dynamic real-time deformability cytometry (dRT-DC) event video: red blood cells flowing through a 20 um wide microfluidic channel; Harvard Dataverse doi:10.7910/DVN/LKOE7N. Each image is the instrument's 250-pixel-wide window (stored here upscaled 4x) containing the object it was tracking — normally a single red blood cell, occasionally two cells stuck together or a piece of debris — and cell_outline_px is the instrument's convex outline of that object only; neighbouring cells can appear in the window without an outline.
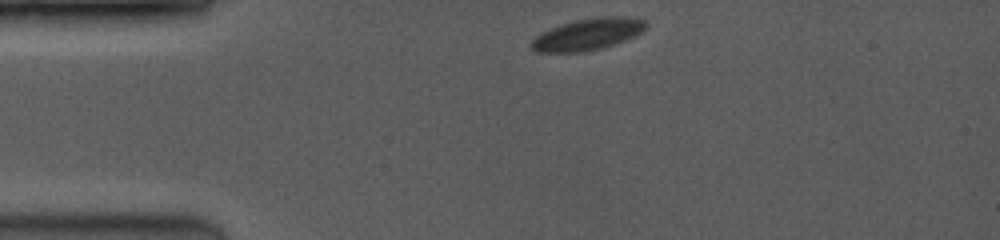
{"species": "common noctule bat (a hibernating species)", "species_latin": "Nyctalus noctula", "temperature_condition": "room temperature", "stored_images_in_passage": 12, "camera_frame_rate_fps": 3500, "um_per_image_px": 0.085, "animal": {"sex": "female", "body_mass_g": 19.0, "forearm_length_mm": 53.3}, "frame": {"image": 1, "passage_image": 1, "time_ms": 0.0, "image_size_px": [1000, 240], "cell_outline_px": [[648, 28], [624, 40], [600, 48], [580, 52], [536, 52], [532, 48], [532, 40], [536, 36], [552, 28], [572, 20], [596, 16], [624, 16], [644, 20], [648, 24]], "centroid_in_image_um": [49.98, 2.89], "position_along_channel_um": 35.0, "area_um2": 20.87}}
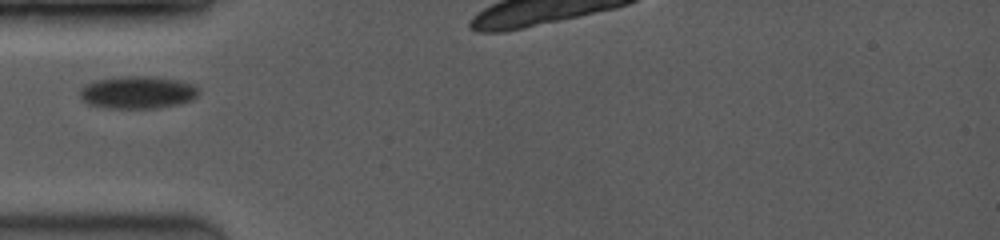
{"frame": {"image": 2, "passage_image": 7, "time_ms": 2.0, "image_size_px": [1000, 240], "cell_outline_px": [[200, 92], [192, 100], [176, 104], [156, 108], [108, 108], [88, 104], [80, 96], [80, 88], [96, 80], [120, 76], [152, 76], [176, 80], [192, 84]], "centroid_in_image_um": [11.68, 7.85], "position_along_channel_um": 73.3, "area_um2": 22.31}}
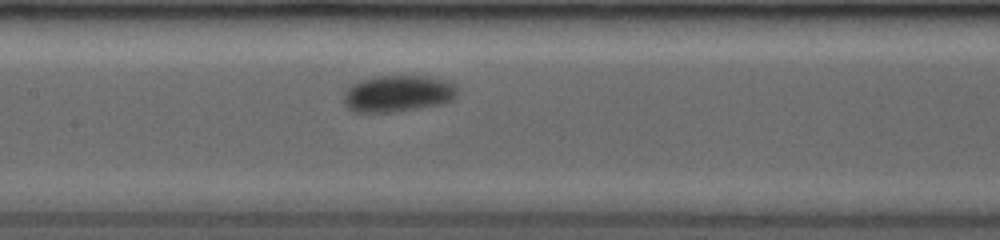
{"frame": {"image": 3, "passage_image": 11, "time_ms": 4.571, "image_size_px": [1000, 240], "cell_outline_px": [[456, 96], [452, 100], [440, 104], [416, 108], [388, 112], [356, 112], [348, 108], [344, 104], [344, 92], [352, 84], [360, 80], [372, 76], [428, 76], [444, 80], [456, 84]], "centroid_in_image_um": [33.8, 7.94], "position_along_channel_um": 173.6, "area_um2": 24.16}}